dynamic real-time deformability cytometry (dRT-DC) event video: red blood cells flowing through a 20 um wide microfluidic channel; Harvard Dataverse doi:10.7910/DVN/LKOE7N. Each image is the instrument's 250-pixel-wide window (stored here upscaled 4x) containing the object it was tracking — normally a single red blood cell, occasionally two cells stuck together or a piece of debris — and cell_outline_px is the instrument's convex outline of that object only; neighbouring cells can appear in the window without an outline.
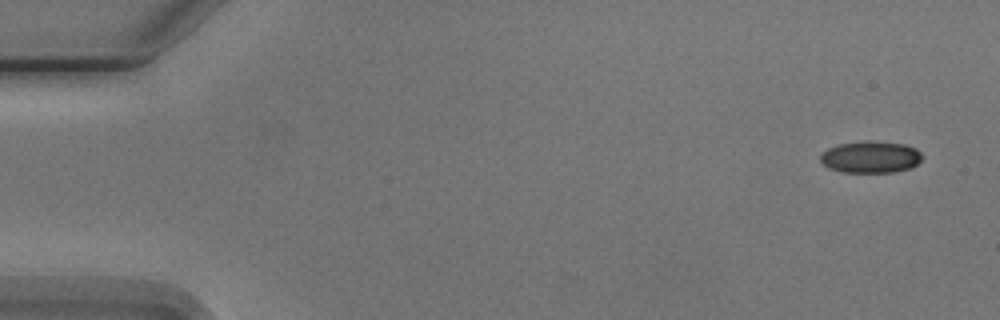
{"species": "Egyptian fruit bat (a non-hibernating species)", "species_latin": "Rousettus aegyptiacus", "temperature_condition": "cold", "stored_images_in_passage": 4, "camera_frame_rate_fps": 3000, "um_per_image_px": 0.085, "animal": {"sex": "male"}, "frame": {"image": 1, "passage_image": 1, "time_ms": 0.0, "image_size_px": [1000, 320], "cell_outline_px": [[924, 156], [912, 168], [892, 172], [840, 172], [828, 168], [820, 160], [820, 156], [828, 148], [840, 144], [864, 140], [868, 140], [904, 144], [916, 148]], "centroid_in_image_um": [74.02, 13.34], "position_along_channel_um": 11.0, "area_um2": 18.96}}
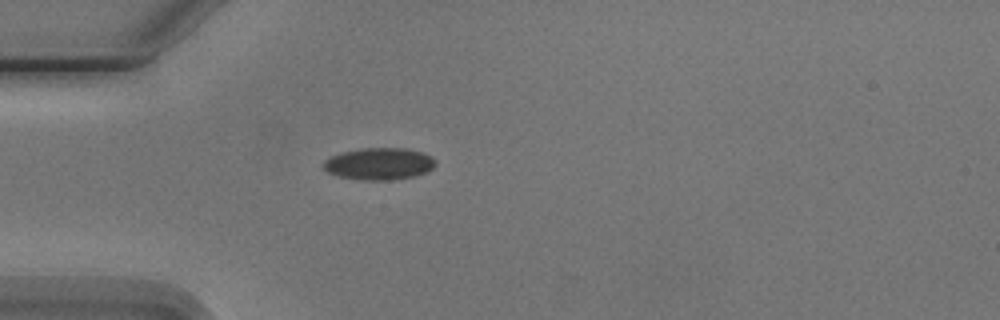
{"frame": {"image": 2, "passage_image": 4, "time_ms": 4.333, "image_size_px": [1000, 320], "cell_outline_px": [[436, 164], [428, 172], [416, 176], [388, 180], [368, 180], [340, 176], [328, 172], [320, 164], [324, 160], [340, 152], [364, 148], [404, 148], [420, 152], [432, 156], [436, 160]], "centroid_in_image_um": [32.24, 13.92], "position_along_channel_um": 52.8, "area_um2": 20.87}}